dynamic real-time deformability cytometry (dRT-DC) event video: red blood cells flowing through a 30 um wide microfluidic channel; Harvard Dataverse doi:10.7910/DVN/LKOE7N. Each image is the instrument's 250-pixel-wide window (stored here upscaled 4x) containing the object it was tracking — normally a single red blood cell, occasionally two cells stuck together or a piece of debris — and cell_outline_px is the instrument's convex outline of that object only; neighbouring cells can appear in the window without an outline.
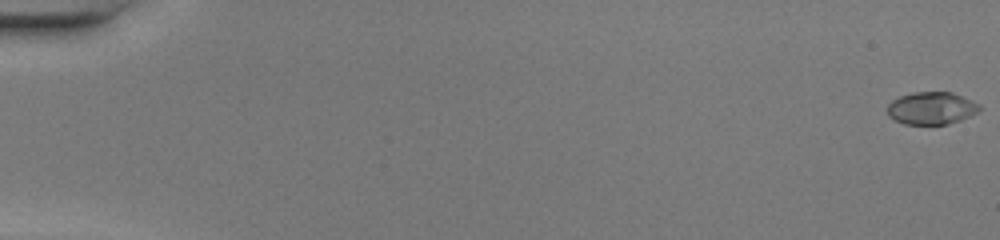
{"species": "common noctule bat (a hibernating species)", "species_latin": "Nyctalus noctula", "temperature_condition": "warm", "stored_images_in_passage": 50, "camera_frame_rate_fps": 3000, "um_per_image_px": 0.085, "animal": {"sex": "female", "body_mass_g": 20.0, "forearm_length_mm": 54.0}, "frame": {"image": 1, "passage_image": 1, "time_ms": 0.0, "image_size_px": [1000, 240], "cell_outline_px": [[980, 108], [976, 112], [960, 120], [948, 124], [904, 124], [888, 116], [888, 104], [892, 100], [900, 96], [912, 92], [952, 92], [980, 104]], "centroid_in_image_um": [79.15, 9.19], "position_along_channel_um": 5.8, "area_um2": 17.28}}
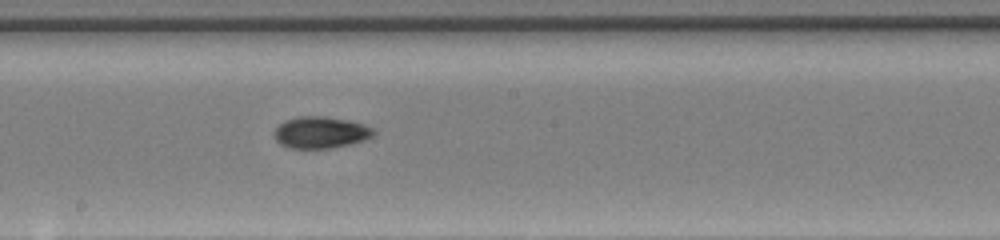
{"frame": {"image": 2, "passage_image": 29, "time_ms": 9.333, "image_size_px": [1000, 240], "cell_outline_px": [[376, 132], [372, 136], [364, 140], [352, 144], [328, 148], [288, 148], [280, 144], [272, 136], [272, 132], [284, 120], [300, 116], [324, 116], [348, 120], [364, 124], [372, 128]], "centroid_in_image_um": [27.22, 11.25], "position_along_channel_um": 221.0, "area_um2": 18.5}}
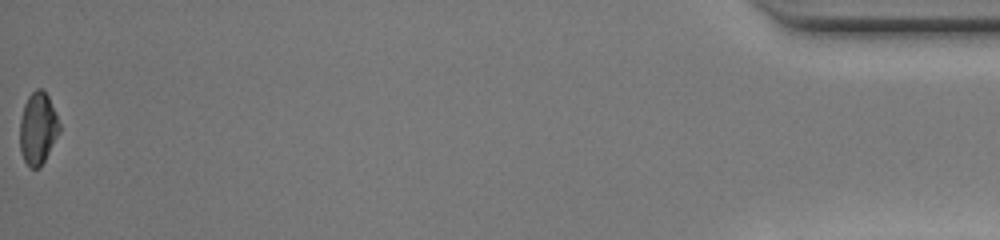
{"frame": {"image": 3, "passage_image": 50, "time_ms": 16.333, "image_size_px": [1000, 240], "cell_outline_px": [[60, 132], [40, 168], [28, 168], [20, 152], [20, 120], [24, 104], [28, 96], [36, 88], [40, 88], [48, 96], [56, 112], [60, 124]], "centroid_in_image_um": [3.22, 10.93], "position_along_channel_um": 432.0, "area_um2": 16.76}, "authors_computed_cell_mechanics": {"area_um2": 17.6579, "velocity_mm_per_s": 4.3292, "shape_relaxation_time_tau1_ms": 4.1667, "shape_relaxation_time_tau2_ms": 2.3927, "deformation_change_tau1": 0.202, "deformation_change_tau2": 0.0608}}